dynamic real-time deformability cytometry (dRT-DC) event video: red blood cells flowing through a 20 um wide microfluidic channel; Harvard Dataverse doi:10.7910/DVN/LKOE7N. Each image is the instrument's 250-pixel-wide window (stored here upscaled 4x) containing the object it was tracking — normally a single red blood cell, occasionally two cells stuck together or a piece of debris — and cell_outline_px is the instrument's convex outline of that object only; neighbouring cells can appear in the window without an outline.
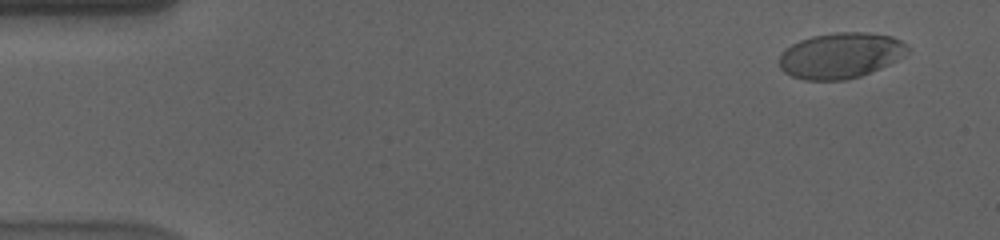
{"species": "human", "species_latin": "Homo sapiens", "temperature_condition": "cold", "stored_images_in_passage": 57, "camera_frame_rate_fps": 3000, "um_per_image_px": 0.085, "donor": {"sex": "male"}, "frame": {"image": 1, "passage_image": 4, "time_ms": 1.0, "image_size_px": [1000, 240], "cell_outline_px": [[908, 52], [896, 60], [880, 68], [860, 76], [844, 80], [804, 80], [792, 76], [784, 72], [780, 68], [780, 56], [792, 44], [800, 40], [812, 36], [836, 32], [868, 32], [892, 36], [900, 40], [908, 48]], "centroid_in_image_um": [71.44, 4.71], "position_along_channel_um": 13.6, "area_um2": 33.87}}
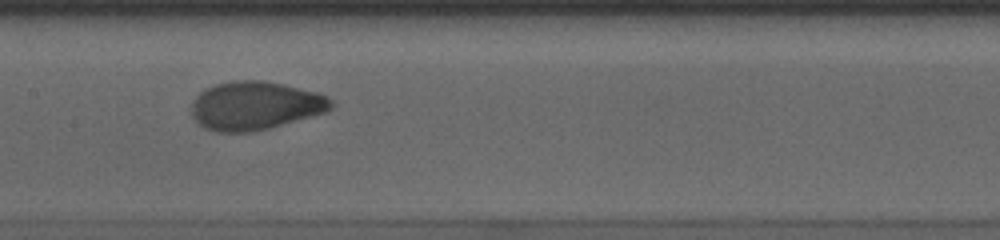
{"frame": {"image": 2, "passage_image": 29, "time_ms": 9.333, "image_size_px": [1000, 240], "cell_outline_px": [[336, 104], [332, 108], [324, 112], [268, 128], [252, 132], [216, 132], [204, 128], [192, 116], [192, 100], [204, 88], [216, 84], [232, 80], [264, 80], [284, 84], [316, 92], [328, 96]], "centroid_in_image_um": [21.67, 8.97], "position_along_channel_um": 185.7, "area_um2": 39.48}}
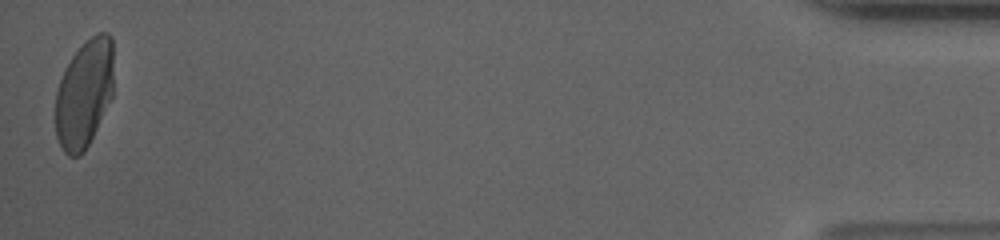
{"frame": {"image": 3, "passage_image": 57, "time_ms": 18.667, "image_size_px": [1000, 240], "cell_outline_px": [[112, 96], [84, 152], [80, 156], [68, 156], [64, 152], [56, 136], [56, 92], [60, 80], [72, 56], [96, 32], [108, 32], [112, 36]], "centroid_in_image_um": [7.16, 7.96], "position_along_channel_um": 428.0, "area_um2": 36.07}, "authors_computed_cell_mechanics": {"area_um2": 37.3388, "velocity_mm_per_s": 3.5776, "shape_relaxation_time_tau1_ms": 4.472, "shape_relaxation_time_tau2_ms": null, "deformation_change_tau1": 0.1796, "deformation_change_tau2": null}}